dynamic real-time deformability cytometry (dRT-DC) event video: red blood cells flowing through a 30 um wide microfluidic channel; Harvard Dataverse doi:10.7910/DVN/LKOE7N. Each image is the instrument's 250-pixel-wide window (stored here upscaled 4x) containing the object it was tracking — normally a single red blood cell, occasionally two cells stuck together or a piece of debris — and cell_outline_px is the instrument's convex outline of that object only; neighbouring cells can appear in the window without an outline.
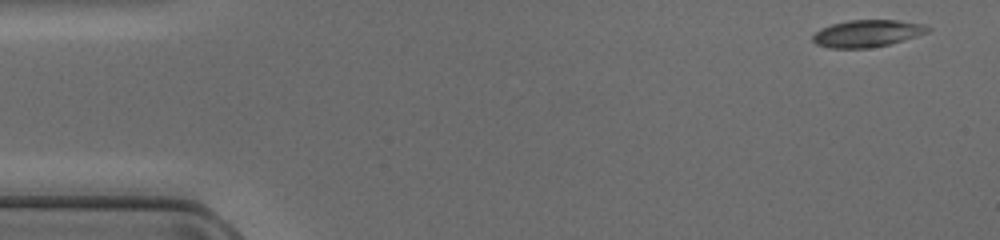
{"species": "common noctule bat (a hibernating species)", "species_latin": "Nyctalus noctula", "temperature_condition": "cold", "stored_images_in_passage": 47, "camera_frame_rate_fps": 3000, "um_per_image_px": 0.085, "animal": {"sex": "female", "body_mass_g": 17.0, "forearm_length_mm": 48.0}, "frame": {"image": 1, "passage_image": 1, "time_ms": 0.0, "image_size_px": [1000, 240], "cell_outline_px": [[932, 28], [928, 32], [916, 36], [888, 44], [868, 48], [828, 48], [816, 44], [812, 40], [812, 36], [820, 28], [832, 24], [848, 20], [896, 20], [924, 24]], "centroid_in_image_um": [73.69, 2.84], "position_along_channel_um": 11.3, "area_um2": 18.09}}
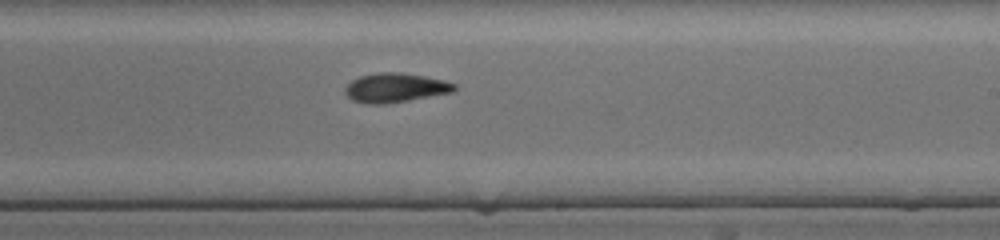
{"frame": {"image": 2, "passage_image": 27, "time_ms": 8.667, "image_size_px": [1000, 240], "cell_outline_px": [[456, 92], [384, 104], [368, 104], [352, 100], [344, 92], [344, 88], [352, 80], [360, 76], [376, 72], [400, 72], [424, 76], [444, 80], [456, 84]], "centroid_in_image_um": [33.61, 7.45], "position_along_channel_um": 255.4, "area_um2": 18.73}}
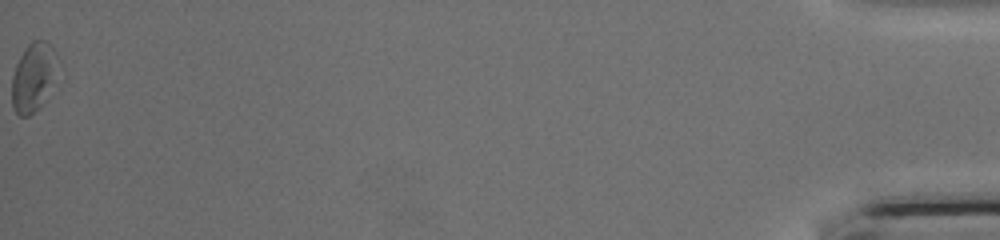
{"frame": {"image": 3, "passage_image": 47, "time_ms": 15.333, "image_size_px": [1000, 240], "cell_outline_px": [[56, 56], [40, 104], [28, 116], [20, 116], [16, 112], [12, 104], [12, 76], [16, 64], [24, 48], [32, 40], [44, 40], [52, 48]], "centroid_in_image_um": [2.69, 6.5], "position_along_channel_um": 432.5, "area_um2": 16.59}}